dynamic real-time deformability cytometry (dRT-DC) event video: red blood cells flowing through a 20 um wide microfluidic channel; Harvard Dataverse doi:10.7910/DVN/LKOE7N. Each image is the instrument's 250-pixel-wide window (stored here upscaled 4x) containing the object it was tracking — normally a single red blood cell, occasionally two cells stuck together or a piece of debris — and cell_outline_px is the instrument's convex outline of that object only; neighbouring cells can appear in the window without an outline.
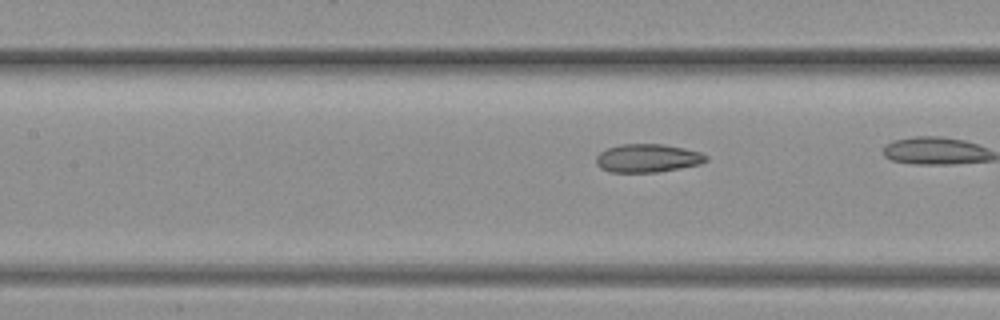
{"species": "common noctule bat (a hibernating species)", "species_latin": "Nyctalus noctula", "temperature_condition": "warm", "stored_images_in_passage": 46, "camera_frame_rate_fps": 3000, "um_per_image_px": 0.085, "animal": {"sex": "female", "body_mass_g": 19.3, "forearm_length_mm": 54.1}, "frame": {"image": 1, "passage_image": 20, "time_ms": 6.333, "image_size_px": [1000, 320], "cell_outline_px": [[708, 160], [700, 164], [680, 168], [656, 172], [608, 172], [600, 168], [596, 164], [596, 156], [600, 152], [608, 148], [620, 144], [664, 144], [684, 148], [700, 152], [708, 156]], "centroid_in_image_um": [55.04, 13.44], "position_along_channel_um": 152.4, "area_um2": 18.21}}